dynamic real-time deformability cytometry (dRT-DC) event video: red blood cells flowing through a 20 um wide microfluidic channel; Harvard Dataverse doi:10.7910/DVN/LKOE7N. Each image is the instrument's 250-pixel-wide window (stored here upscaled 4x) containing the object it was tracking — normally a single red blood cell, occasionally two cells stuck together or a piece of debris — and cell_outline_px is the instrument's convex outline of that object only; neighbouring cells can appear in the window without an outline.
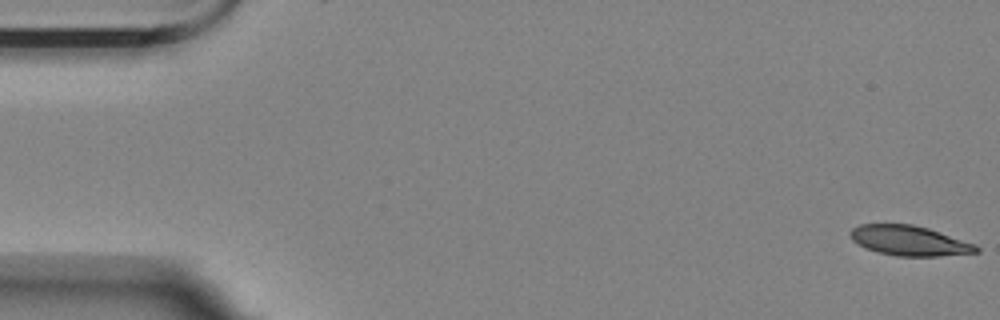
{"species": "Egyptian fruit bat (a non-hibernating species)", "species_latin": "Rousettus aegyptiacus", "temperature_condition": "room temperature", "stored_images_in_passage": 58, "camera_frame_rate_fps": 3000, "um_per_image_px": 0.085, "animal": {"sex": "female"}, "frame": {"image": 1, "passage_image": 1, "time_ms": 0.0, "image_size_px": [1000, 320], "cell_outline_px": [[980, 252], [940, 256], [896, 256], [876, 252], [864, 248], [856, 244], [852, 240], [848, 232], [852, 228], [860, 224], [912, 224], [928, 228], [976, 244], [980, 248]], "centroid_in_image_um": [77.27, 20.46], "position_along_channel_um": 7.7, "area_um2": 22.25}}
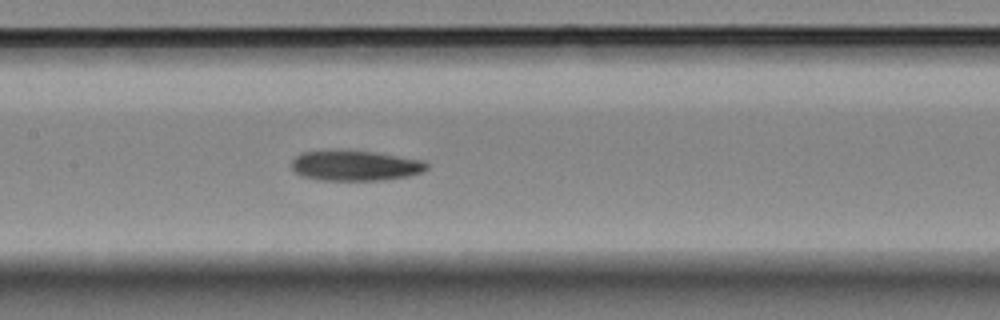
{"frame": {"image": 2, "passage_image": 27, "time_ms": 8.667, "image_size_px": [1000, 320], "cell_outline_px": [[428, 168], [424, 172], [408, 176], [380, 180], [320, 180], [300, 176], [292, 168], [292, 160], [300, 152], [332, 148], [340, 148], [376, 152], [424, 160], [428, 164]], "centroid_in_image_um": [30.16, 14.04], "position_along_channel_um": 177.2, "area_um2": 24.68}}
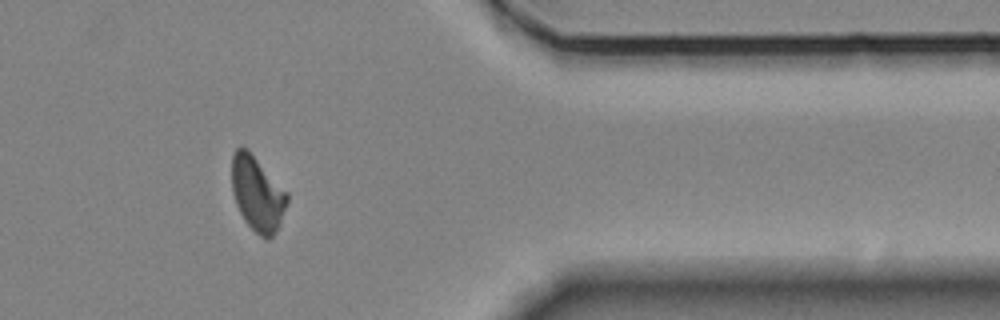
{"frame": {"image": 3, "passage_image": 47, "time_ms": 15.333, "image_size_px": [1000, 320], "cell_outline_px": [[288, 200], [276, 232], [268, 240], [260, 236], [244, 220], [236, 204], [232, 192], [232, 156], [236, 148], [240, 144], [248, 148], [288, 192]], "centroid_in_image_um": [21.86, 16.41], "position_along_channel_um": 389.5, "area_um2": 24.28}}